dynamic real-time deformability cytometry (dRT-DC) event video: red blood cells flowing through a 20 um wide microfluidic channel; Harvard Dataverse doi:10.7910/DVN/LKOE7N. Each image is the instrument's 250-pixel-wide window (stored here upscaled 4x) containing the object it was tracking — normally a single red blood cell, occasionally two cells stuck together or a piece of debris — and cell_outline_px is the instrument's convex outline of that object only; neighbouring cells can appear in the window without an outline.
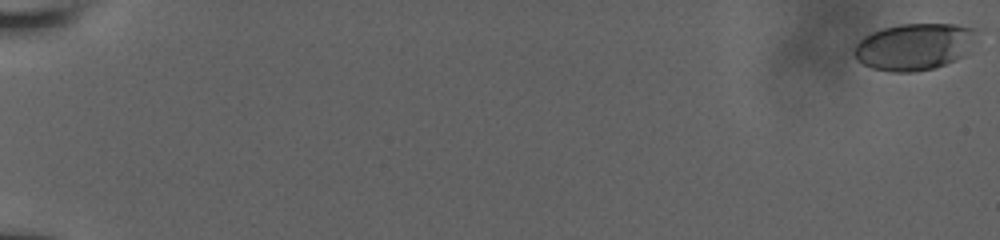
{"species": "human", "species_latin": "Homo sapiens", "temperature_condition": "room temperature", "stored_images_in_passage": 57, "camera_frame_rate_fps": 3000, "um_per_image_px": 0.085, "donor": {"sex": "male"}, "frame": {"image": 1, "passage_image": 1, "time_ms": 0.0, "image_size_px": [1000, 240], "cell_outline_px": [[984, 28], [968, 52], [964, 56], [936, 68], [912, 72], [892, 72], [872, 68], [856, 60], [852, 52], [852, 48], [864, 36], [872, 32], [884, 28], [900, 24], [956, 24]], "centroid_in_image_um": [77.79, 3.95], "position_along_channel_um": 7.2, "area_um2": 34.22}}
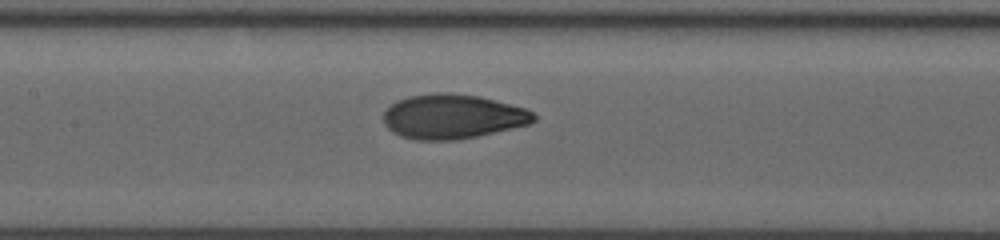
{"frame": {"image": 2, "passage_image": 31, "time_ms": 10.0, "image_size_px": [1000, 240], "cell_outline_px": [[536, 120], [528, 124], [476, 136], [456, 140], [416, 140], [400, 136], [392, 132], [384, 124], [384, 112], [396, 100], [408, 96], [432, 92], [452, 92], [480, 96], [524, 108], [532, 112], [536, 116]], "centroid_in_image_um": [38.43, 9.89], "position_along_channel_um": 169.0, "area_um2": 39.02}}
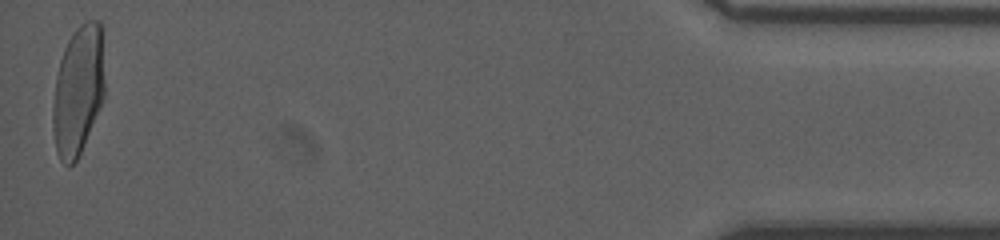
{"frame": {"image": 3, "passage_image": 57, "time_ms": 18.667, "image_size_px": [1000, 240], "cell_outline_px": [[104, 100], [80, 152], [76, 160], [68, 168], [60, 160], [56, 152], [52, 128], [52, 108], [56, 76], [60, 60], [64, 48], [72, 32], [80, 24], [88, 20], [100, 20], [104, 28]], "centroid_in_image_um": [6.66, 7.63], "position_along_channel_um": 428.5, "area_um2": 40.06}, "authors_computed_cell_mechanics": {"area_um2": 37.6856, "velocity_mm_per_s": 3.9251, "shape_relaxation_time_tau1_ms": 4.4594, "shape_relaxation_time_tau2_ms": 0.814, "deformation_change_tau1": 0.1841, "deformation_change_tau2": 0.0565}}